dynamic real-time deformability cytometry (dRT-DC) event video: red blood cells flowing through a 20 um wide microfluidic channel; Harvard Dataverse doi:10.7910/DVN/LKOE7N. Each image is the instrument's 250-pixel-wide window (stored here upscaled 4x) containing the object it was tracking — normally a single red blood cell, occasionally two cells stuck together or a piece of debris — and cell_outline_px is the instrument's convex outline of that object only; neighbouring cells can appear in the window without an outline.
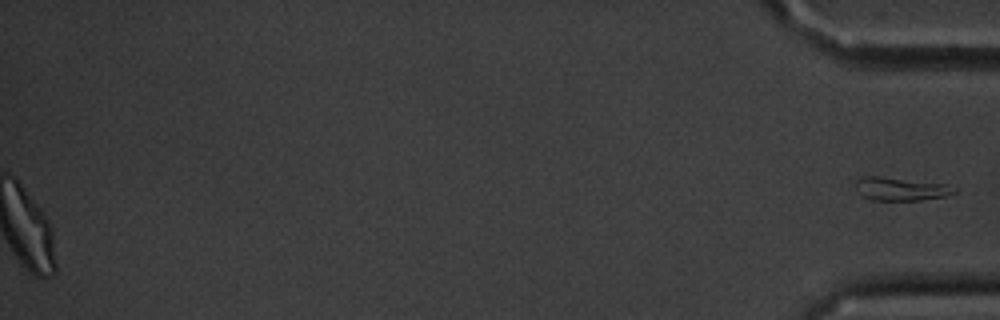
{"species": "common noctule bat (a hibernating species)", "species_latin": "Nyctalus noctula", "temperature_condition": "cold", "stored_images_in_passage": 59, "segment_of_instrument_passage": [2, 2], "camera_frame_rate_fps": 3000, "um_per_image_px": 0.085, "animal": {"sex": "male", "body_mass_g": 20.1, "forearm_length_mm": 53.5}, "frame": {"image": 1, "passage_image": 59, "time_ms": 19.333, "image_size_px": [1000, 320], "cell_outline_px": [[960, 192], [944, 196], [920, 200], [872, 200], [860, 196], [856, 192], [856, 180], [864, 176], [880, 176], [944, 184], [956, 188]], "centroid_in_image_um": [76.53, 16.06], "position_along_channel_um": 358.7, "area_um2": 13.41}}